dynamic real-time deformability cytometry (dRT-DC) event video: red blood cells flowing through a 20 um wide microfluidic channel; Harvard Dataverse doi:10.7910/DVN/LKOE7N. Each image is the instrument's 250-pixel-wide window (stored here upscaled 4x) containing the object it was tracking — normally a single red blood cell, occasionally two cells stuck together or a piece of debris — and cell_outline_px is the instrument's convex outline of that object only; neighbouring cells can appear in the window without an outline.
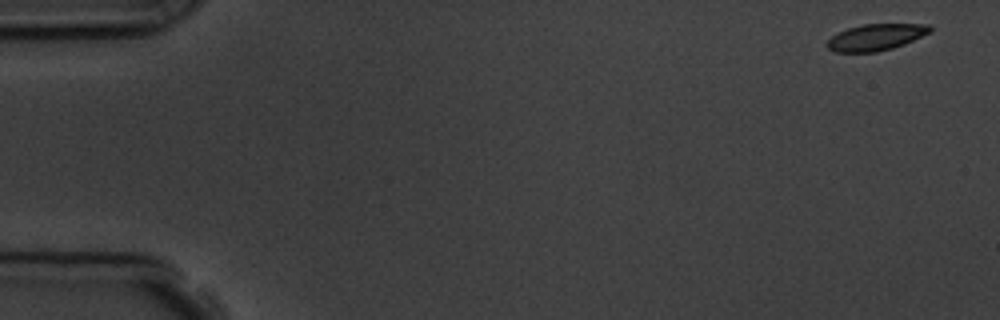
{"species": "common noctule bat (a hibernating species)", "species_latin": "Nyctalus noctula", "temperature_condition": "room temperature", "stored_images_in_passage": 5, "camera_frame_rate_fps": 3000, "um_per_image_px": 0.085, "animal": {"sex": "male", "body_mass_g": 19.5, "forearm_length_mm": 54.6}, "frame": {"image": 1, "passage_image": 1, "time_ms": 0.0, "image_size_px": [1000, 320], "cell_outline_px": [[932, 32], [904, 44], [892, 48], [876, 52], [836, 52], [828, 48], [824, 44], [836, 32], [848, 28], [864, 24], [928, 24], [932, 28]], "centroid_in_image_um": [74.44, 3.16], "position_along_channel_um": 10.6, "area_um2": 15.95}}
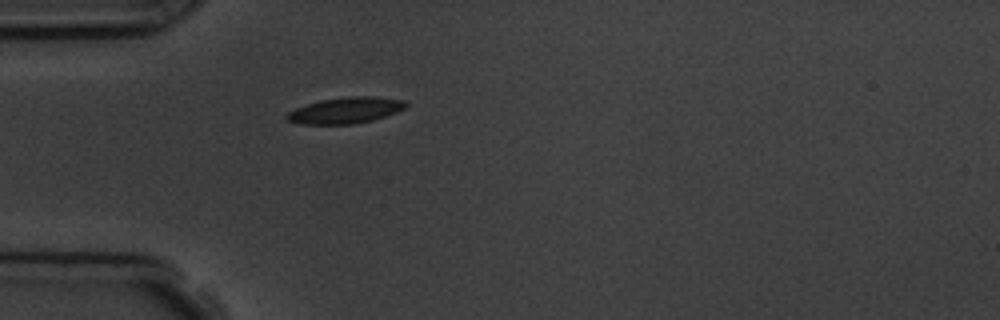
{"frame": {"image": 2, "passage_image": 5, "time_ms": 4.667, "image_size_px": [1000, 320], "cell_outline_px": [[408, 104], [404, 108], [396, 112], [372, 120], [352, 124], [300, 124], [288, 120], [284, 116], [288, 112], [296, 108], [308, 104], [324, 100], [348, 96], [376, 96], [404, 100]], "centroid_in_image_um": [29.38, 9.38], "position_along_channel_um": 55.6, "area_um2": 17.92}}